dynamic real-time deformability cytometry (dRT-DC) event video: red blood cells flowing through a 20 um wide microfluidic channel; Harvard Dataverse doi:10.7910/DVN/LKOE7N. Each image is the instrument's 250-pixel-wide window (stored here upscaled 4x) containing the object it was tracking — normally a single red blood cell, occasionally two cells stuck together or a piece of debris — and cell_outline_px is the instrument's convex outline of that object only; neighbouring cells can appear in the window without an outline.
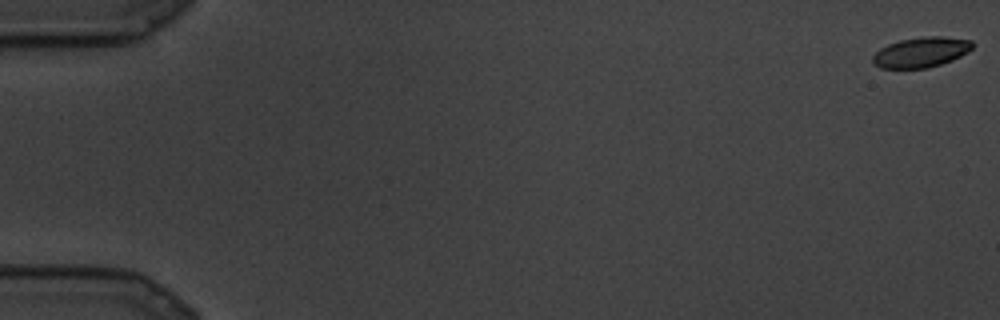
{"species": "common noctule bat (a hibernating species)", "species_latin": "Nyctalus noctula", "temperature_condition": "cold", "stored_images_in_passage": 22, "camera_frame_rate_fps": 3000, "um_per_image_px": 0.085, "animal": {"sex": "male", "body_mass_g": 19.5, "forearm_length_mm": 54.6}, "frame": {"image": 1, "passage_image": 1, "time_ms": 0.0, "image_size_px": [1000, 320], "cell_outline_px": [[972, 48], [968, 52], [952, 60], [928, 68], [880, 68], [872, 60], [872, 56], [880, 48], [888, 44], [900, 40], [924, 36], [944, 36], [972, 40]], "centroid_in_image_um": [78.3, 4.43], "position_along_channel_um": 6.7, "area_um2": 17.51}}